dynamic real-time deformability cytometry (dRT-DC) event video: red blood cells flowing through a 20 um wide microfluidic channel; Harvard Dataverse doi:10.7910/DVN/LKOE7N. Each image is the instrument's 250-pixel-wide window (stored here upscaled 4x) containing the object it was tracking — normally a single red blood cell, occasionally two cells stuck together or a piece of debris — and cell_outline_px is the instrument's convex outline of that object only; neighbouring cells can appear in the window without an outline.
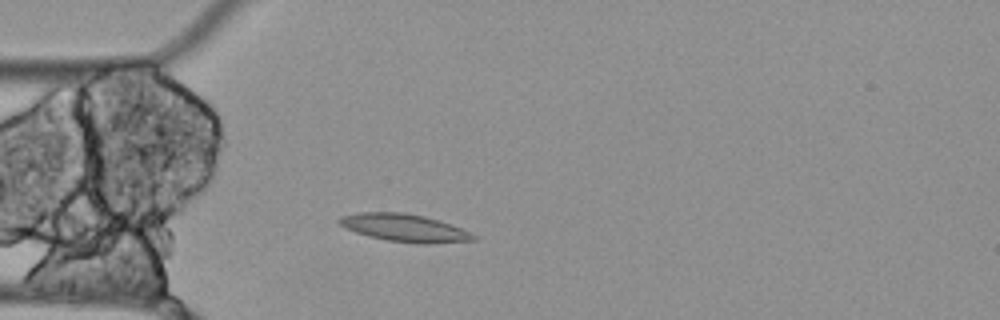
{"species": "Egyptian fruit bat (a non-hibernating species)", "species_latin": "Rousettus aegyptiacus", "temperature_condition": "cold", "stored_images_in_passage": 51, "camera_frame_rate_fps": 3000, "um_per_image_px": 0.085, "animal": {"sex": "female"}, "frame": {"image": 1, "passage_image": 10, "time_ms": 3.0, "image_size_px": [1000, 320], "cell_outline_px": [[476, 240], [428, 244], [424, 244], [388, 240], [368, 236], [344, 228], [336, 220], [340, 216], [360, 212], [404, 212], [424, 216], [440, 220], [460, 228], [476, 236]], "centroid_in_image_um": [34.35, 19.36], "position_along_channel_um": 50.7, "area_um2": 21.56}}
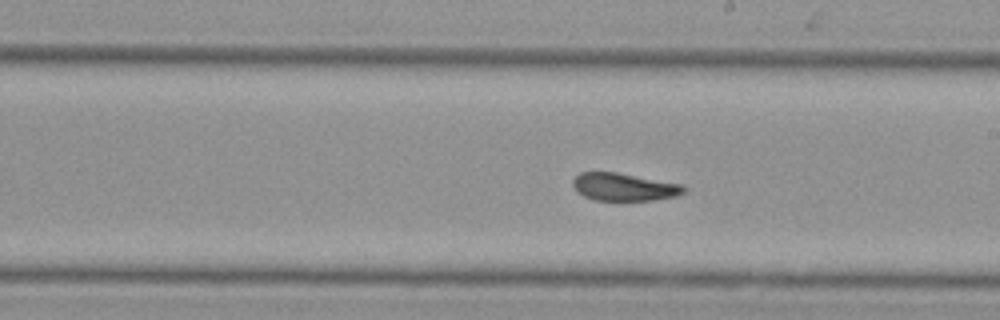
{"frame": {"image": 2, "passage_image": 26, "time_ms": 8.333, "image_size_px": [1000, 320], "cell_outline_px": [[688, 188], [684, 192], [676, 196], [652, 200], [592, 200], [584, 196], [572, 184], [572, 180], [580, 172], [616, 172], [684, 184]], "centroid_in_image_um": [53.08, 15.88], "position_along_channel_um": 235.9, "area_um2": 17.92}}
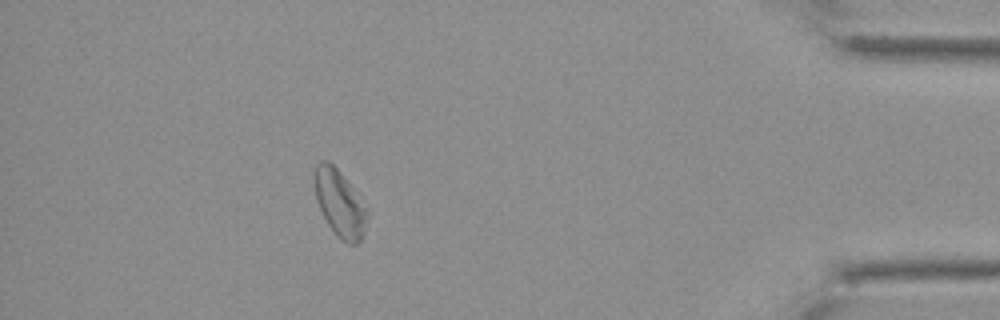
{"frame": {"image": 3, "passage_image": 45, "time_ms": 14.667, "image_size_px": [1000, 320], "cell_outline_px": [[364, 236], [360, 244], [348, 244], [336, 236], [328, 224], [316, 200], [316, 164], [320, 160], [328, 160], [336, 168], [348, 184], [364, 208]], "centroid_in_image_um": [28.83, 17.34], "position_along_channel_um": 406.4, "area_um2": 19.25}}